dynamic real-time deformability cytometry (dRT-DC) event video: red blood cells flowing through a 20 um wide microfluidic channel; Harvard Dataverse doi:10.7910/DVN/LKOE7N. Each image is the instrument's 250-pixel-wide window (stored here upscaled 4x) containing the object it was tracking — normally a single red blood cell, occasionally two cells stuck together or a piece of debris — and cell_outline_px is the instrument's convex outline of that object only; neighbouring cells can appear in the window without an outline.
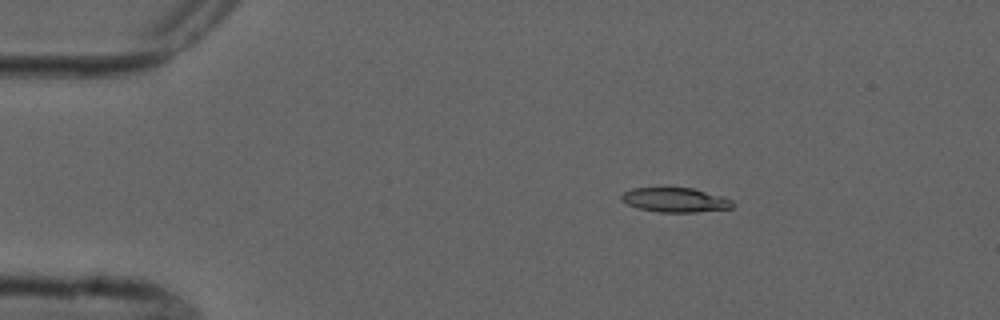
{"species": "common noctule bat (a hibernating species)", "species_latin": "Nyctalus noctula", "temperature_condition": "cold", "stored_images_in_passage": 5, "camera_frame_rate_fps": 3000, "um_per_image_px": 0.085, "animal": {"sex": "male", "forearm_length_mm": 52.5}, "frame": {"image": 1, "passage_image": 3, "time_ms": 2.333, "image_size_px": [1000, 320], "cell_outline_px": [[736, 204], [732, 208], [696, 212], [660, 212], [640, 208], [628, 204], [620, 200], [620, 196], [624, 192], [632, 188], [692, 188], [724, 196], [732, 200]], "centroid_in_image_um": [57.43, 16.99], "position_along_channel_um": 27.6, "area_um2": 15.84}}
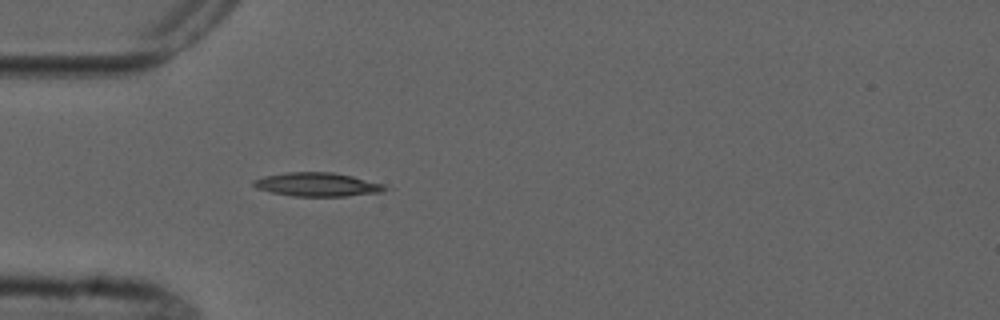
{"frame": {"image": 2, "passage_image": 5, "time_ms": 4.667, "image_size_px": [1000, 320], "cell_outline_px": [[396, 188], [380, 192], [344, 196], [292, 196], [272, 192], [256, 188], [252, 184], [252, 180], [264, 176], [288, 172], [332, 172], [352, 176]], "centroid_in_image_um": [26.98, 15.68], "position_along_channel_um": 58.0, "area_um2": 18.15}}